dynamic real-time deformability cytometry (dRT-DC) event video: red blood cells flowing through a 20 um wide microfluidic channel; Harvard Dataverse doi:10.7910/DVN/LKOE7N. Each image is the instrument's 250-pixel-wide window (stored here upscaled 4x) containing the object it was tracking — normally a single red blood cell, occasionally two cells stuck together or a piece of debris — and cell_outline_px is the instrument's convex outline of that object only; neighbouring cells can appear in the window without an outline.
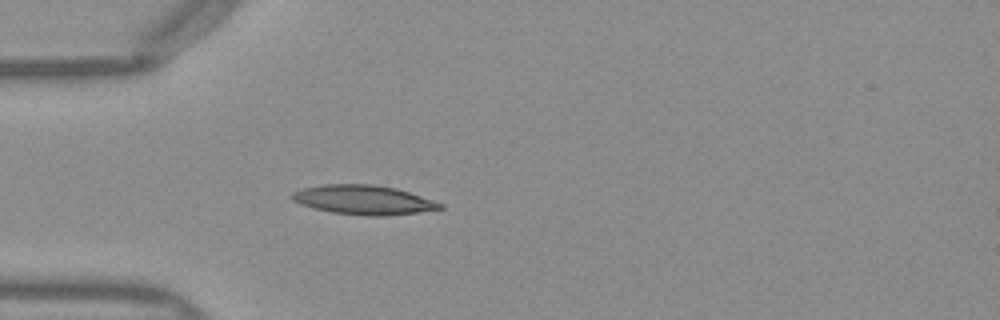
{"species": "Egyptian fruit bat (a non-hibernating species)", "species_latin": "Rousettus aegyptiacus", "temperature_condition": "warm", "stored_images_in_passage": 37, "camera_frame_rate_fps": 3000, "um_per_image_px": 0.085, "frame": {"image": 1, "passage_image": 1, "time_ms": 0.0, "image_size_px": [1000, 320], "cell_outline_px": [[444, 208], [416, 212], [376, 216], [368, 216], [332, 212], [300, 204], [292, 200], [292, 192], [304, 188], [320, 184], [372, 184], [396, 188], [444, 204]], "centroid_in_image_um": [30.87, 16.97], "position_along_channel_um": 54.1, "area_um2": 24.91}}
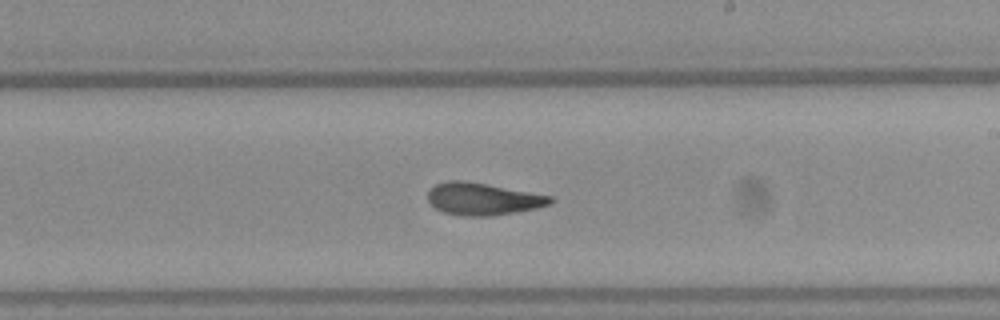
{"frame": {"image": 2, "passage_image": 16, "time_ms": 5.0, "image_size_px": [1000, 320], "cell_outline_px": [[552, 200], [548, 204], [536, 208], [492, 216], [464, 216], [444, 212], [436, 208], [428, 200], [428, 192], [436, 184], [448, 180], [464, 180], [488, 184], [552, 196]], "centroid_in_image_um": [41.02, 16.9], "position_along_channel_um": 248.0, "area_um2": 22.77}}
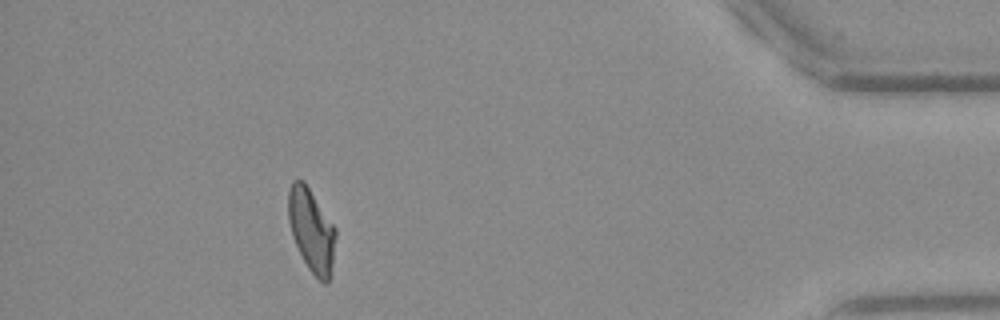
{"frame": {"image": 3, "passage_image": 32, "time_ms": 10.333, "image_size_px": [1000, 320], "cell_outline_px": [[336, 236], [332, 272], [328, 284], [324, 284], [308, 268], [292, 236], [288, 220], [288, 188], [292, 180], [304, 180], [336, 228]], "centroid_in_image_um": [26.48, 19.56], "position_along_channel_um": 408.7, "area_um2": 23.12}, "authors_computed_cell_mechanics": {"area_um2": 22.8888, "velocity_mm_per_s": 4.0157, "shape_relaxation_time_tau1_ms": 4.9892, "shape_relaxation_time_tau2_ms": 1.7635, "deformation_change_tau1": 0.1979, "deformation_change_tau2": 0.0891}}